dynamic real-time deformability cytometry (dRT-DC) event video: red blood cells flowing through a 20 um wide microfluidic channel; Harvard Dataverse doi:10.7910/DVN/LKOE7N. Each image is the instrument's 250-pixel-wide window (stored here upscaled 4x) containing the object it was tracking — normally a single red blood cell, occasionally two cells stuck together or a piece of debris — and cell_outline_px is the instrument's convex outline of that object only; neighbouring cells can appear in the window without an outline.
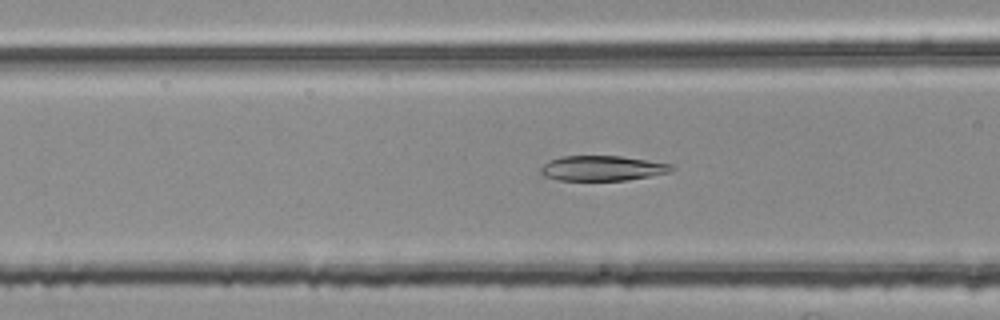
{"species": "common noctule bat (a hibernating species)", "species_latin": "Nyctalus noctula", "temperature_condition": "room temperature", "stored_images_in_passage": 38, "segment_of_instrument_passage": [1, 2], "camera_frame_rate_fps": 3000, "um_per_image_px": 0.085, "animal": {"sex": "female", "body_mass_g": 25.1}, "frame": {"image": 1, "passage_image": 4, "time_ms": 1.0, "image_size_px": [1000, 320], "cell_outline_px": [[672, 168], [668, 172], [648, 176], [624, 180], [560, 180], [544, 176], [540, 172], [540, 168], [548, 160], [560, 156], [620, 156], [672, 164]], "centroid_in_image_um": [51.12, 14.29], "position_along_channel_um": 115.5, "area_um2": 18.84}}
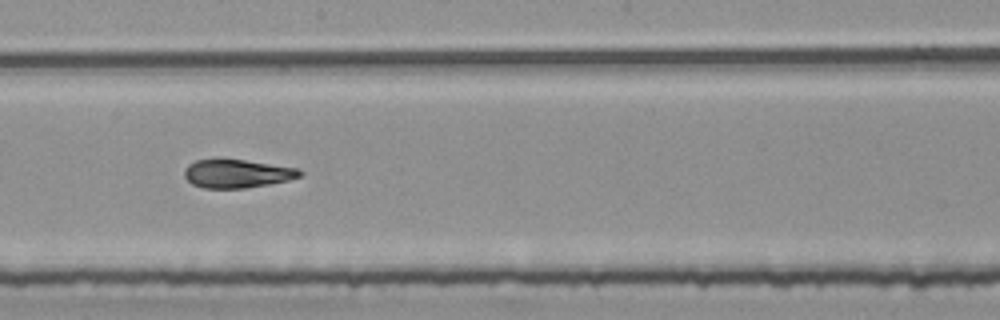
{"frame": {"image": 2, "passage_image": 13, "time_ms": 4.0, "image_size_px": [1000, 320], "cell_outline_px": [[304, 172], [300, 176], [288, 180], [268, 184], [244, 188], [204, 188], [192, 184], [184, 176], [184, 168], [188, 164], [196, 160], [216, 156], [300, 168]], "centroid_in_image_um": [20.1, 14.71], "position_along_channel_um": 228.1, "area_um2": 19.65}}
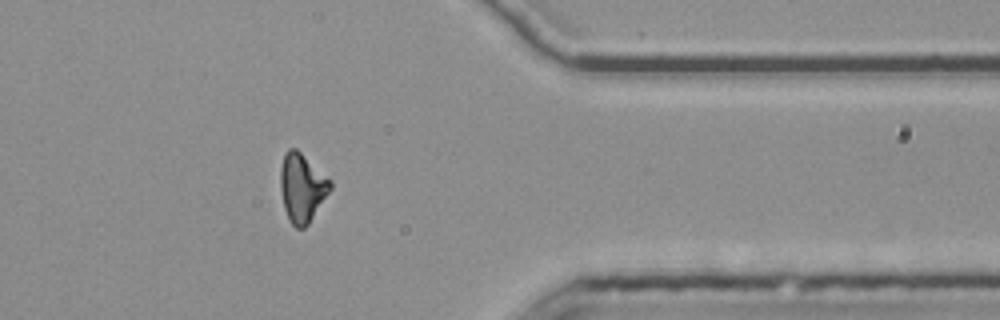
{"frame": {"image": 3, "passage_image": 27, "time_ms": 8.667, "image_size_px": [1000, 320], "cell_outline_px": [[332, 188], [308, 224], [304, 228], [296, 228], [288, 220], [284, 208], [280, 188], [280, 168], [284, 152], [288, 148], [296, 148], [332, 180]], "centroid_in_image_um": [25.66, 15.93], "position_along_channel_um": 385.7, "area_um2": 20.11}}